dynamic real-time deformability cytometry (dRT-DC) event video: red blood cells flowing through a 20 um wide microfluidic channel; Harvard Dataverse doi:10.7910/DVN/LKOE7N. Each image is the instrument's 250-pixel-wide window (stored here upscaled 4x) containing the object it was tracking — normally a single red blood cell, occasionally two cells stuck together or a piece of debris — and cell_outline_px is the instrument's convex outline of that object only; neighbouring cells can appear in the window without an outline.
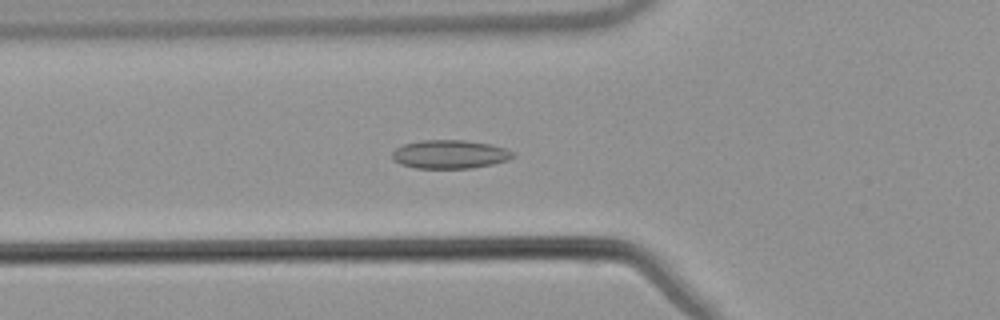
{"species": "common noctule bat (a hibernating species)", "species_latin": "Nyctalus noctula", "temperature_condition": "warm", "stored_images_in_passage": 53, "camera_frame_rate_fps": 3000, "um_per_image_px": 0.085, "animal": {"sex": "male", "body_mass_g": 21.5, "forearm_length_mm": 52.0}, "frame": {"image": 1, "passage_image": 18, "time_ms": 5.667, "image_size_px": [1000, 320], "cell_outline_px": [[516, 156], [508, 160], [492, 164], [472, 168], [416, 168], [400, 164], [392, 160], [392, 152], [396, 148], [404, 144], [420, 140], [464, 140], [492, 144], [504, 148], [512, 152]], "centroid_in_image_um": [38.22, 13.11], "position_along_channel_um": 87.6, "area_um2": 20.17}}
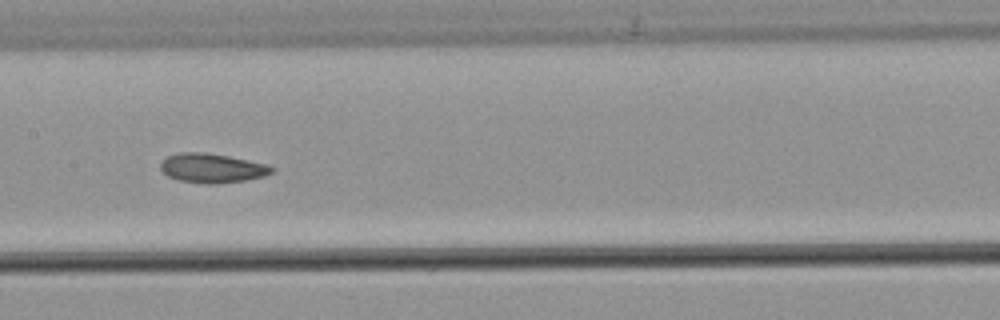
{"frame": {"image": 2, "passage_image": 26, "time_ms": 8.333, "image_size_px": [1000, 320], "cell_outline_px": [[276, 168], [272, 172], [264, 176], [244, 180], [216, 184], [204, 184], [176, 180], [168, 176], [160, 168], [160, 164], [168, 156], [180, 152], [200, 152], [228, 156], [264, 164]], "centroid_in_image_um": [17.99, 14.3], "position_along_channel_um": 189.4, "area_um2": 18.79}}
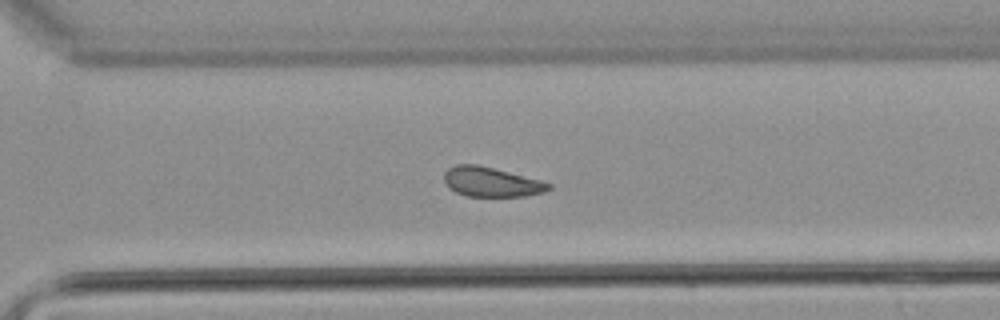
{"frame": {"image": 3, "passage_image": 37, "time_ms": 12.0, "image_size_px": [1000, 320], "cell_outline_px": [[552, 188], [544, 192], [524, 196], [464, 196], [448, 188], [444, 180], [444, 172], [448, 168], [456, 164], [476, 164], [540, 180], [552, 184]], "centroid_in_image_um": [41.73, 15.47], "position_along_channel_um": 328.9, "area_um2": 17.98}, "authors_computed_cell_mechanics": {"area_um2": 19.0162, "velocity_mm_per_s": 3.8048, "shape_relaxation_time_tau1_ms": null, "shape_relaxation_time_tau2_ms": 4.2071, "deformation_change_tau1": null, "deformation_change_tau2": 0.1019}}